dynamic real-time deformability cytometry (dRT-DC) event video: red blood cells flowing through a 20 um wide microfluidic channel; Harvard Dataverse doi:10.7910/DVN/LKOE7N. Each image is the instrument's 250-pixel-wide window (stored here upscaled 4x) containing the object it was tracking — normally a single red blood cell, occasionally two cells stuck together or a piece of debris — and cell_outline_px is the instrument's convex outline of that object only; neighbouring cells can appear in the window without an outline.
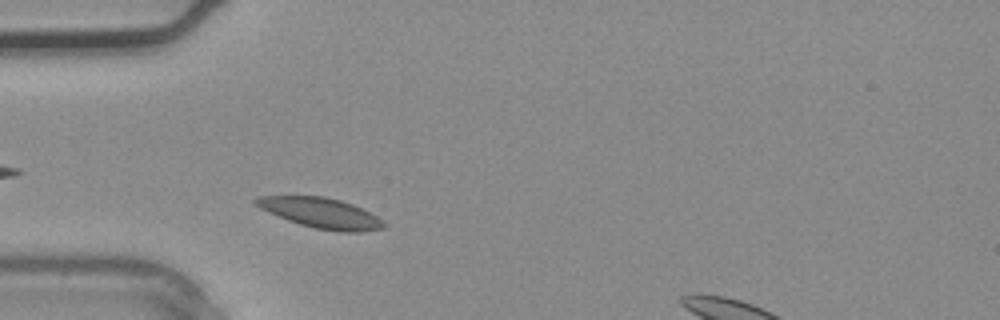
{"species": "common noctule bat (a hibernating species)", "species_latin": "Nyctalus noctula", "temperature_condition": "warm", "stored_images_in_passage": 4, "segment_of_instrument_passage": [1, 2], "camera_frame_rate_fps": 3000, "um_per_image_px": 0.085, "animal": {"sex": "male", "body_mass_g": 20.4}, "frame": {"image": 1, "passage_image": 3, "time_ms": 0.667, "image_size_px": [1000, 320], "cell_outline_px": [[388, 224], [384, 228], [360, 232], [340, 232], [316, 228], [300, 224], [288, 220], [268, 212], [260, 208], [252, 200], [256, 196], [324, 196], [340, 200], [352, 204], [376, 216]], "centroid_in_image_um": [27.27, 18.1], "position_along_channel_um": 57.7, "area_um2": 22.43}}